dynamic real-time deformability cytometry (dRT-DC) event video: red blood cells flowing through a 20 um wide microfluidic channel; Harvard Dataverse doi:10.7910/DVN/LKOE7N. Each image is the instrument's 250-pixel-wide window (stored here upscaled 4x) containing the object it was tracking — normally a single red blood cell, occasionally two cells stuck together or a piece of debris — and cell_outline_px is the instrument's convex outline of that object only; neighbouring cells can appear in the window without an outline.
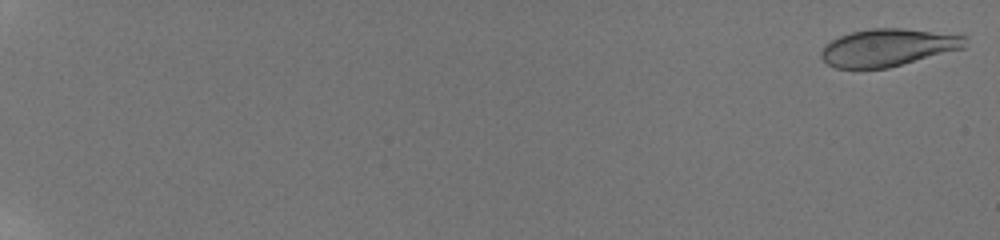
{"species": "human", "species_latin": "Homo sapiens", "temperature_condition": "room temperature", "stored_images_in_passage": 13, "camera_frame_rate_fps": 3000, "um_per_image_px": 0.085, "donor": {"sex": "male"}, "frame": {"image": 1, "passage_image": 1, "time_ms": 0.0, "image_size_px": [1000, 240], "cell_outline_px": [[968, 36], [964, 48], [888, 68], [836, 68], [828, 64], [820, 56], [820, 52], [824, 44], [840, 36], [852, 32], [872, 28], [904, 28]], "centroid_in_image_um": [75.47, 4.03], "position_along_channel_um": 9.5, "area_um2": 31.33}}
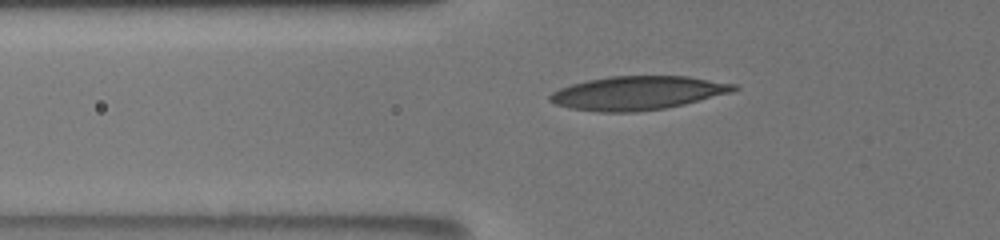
{"frame": {"image": 2, "passage_image": 10, "time_ms": 8.0, "image_size_px": [1000, 240], "cell_outline_px": [[740, 88], [732, 92], [684, 104], [664, 108], [636, 112], [600, 112], [572, 108], [556, 104], [548, 100], [548, 96], [552, 92], [560, 88], [572, 84], [588, 80], [608, 76], [688, 76], [736, 84]], "centroid_in_image_um": [54.21, 7.9], "position_along_channel_um": 71.6, "area_um2": 36.01}}
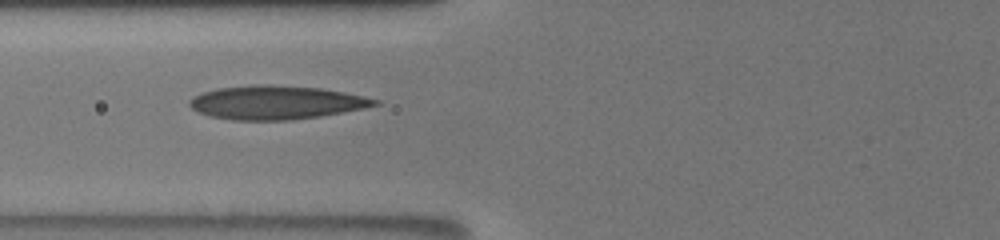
{"frame": {"image": 3, "passage_image": 11, "time_ms": 9.0, "image_size_px": [1000, 240], "cell_outline_px": [[380, 104], [364, 108], [320, 116], [292, 120], [232, 120], [208, 116], [196, 112], [188, 104], [188, 100], [192, 96], [204, 92], [220, 88], [256, 84], [264, 84], [320, 88], [344, 92], [364, 96], [380, 100]], "centroid_in_image_um": [23.44, 8.71], "position_along_channel_um": 102.4, "area_um2": 36.41}}